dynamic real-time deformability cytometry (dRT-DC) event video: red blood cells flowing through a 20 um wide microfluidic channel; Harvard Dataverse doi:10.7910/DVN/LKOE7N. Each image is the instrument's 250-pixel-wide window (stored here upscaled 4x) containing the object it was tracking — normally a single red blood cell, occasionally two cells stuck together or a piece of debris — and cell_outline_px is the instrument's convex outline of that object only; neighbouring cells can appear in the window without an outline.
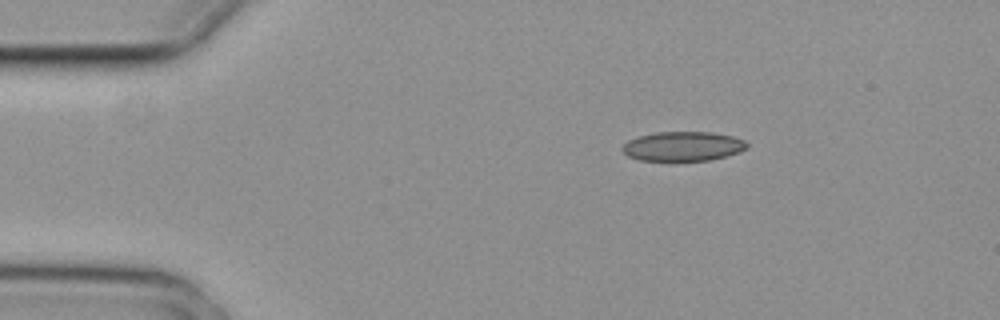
{"species": "common noctule bat (a hibernating species)", "species_latin": "Nyctalus noctula", "temperature_condition": "cold", "stored_images_in_passage": 3, "camera_frame_rate_fps": 3000, "um_per_image_px": 0.085, "animal": {"sex": "female", "body_mass_g": 29.2, "forearm_length_mm": 56.3}, "frame": {"image": 1, "passage_image": 1, "time_ms": 0.0, "image_size_px": [1000, 320], "cell_outline_px": [[748, 148], [740, 152], [708, 160], [640, 160], [628, 156], [620, 148], [628, 140], [640, 136], [656, 132], [712, 132], [732, 136], [744, 140], [748, 144]], "centroid_in_image_um": [58.06, 12.42], "position_along_channel_um": 26.9, "area_um2": 21.21}}
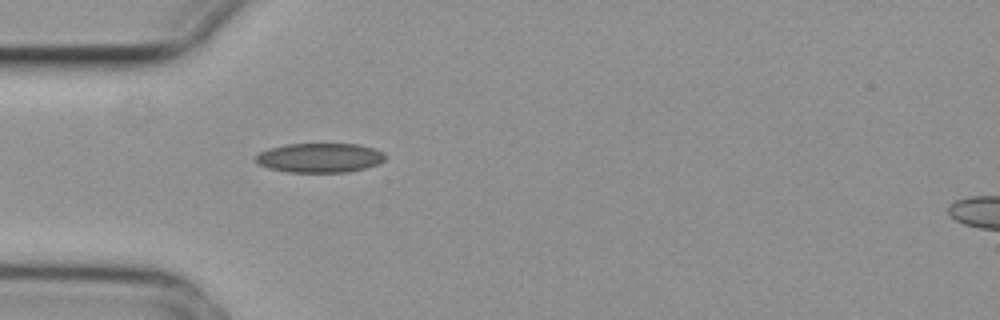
{"frame": {"image": 2, "passage_image": 3, "time_ms": 0.667, "image_size_px": [1000, 320], "cell_outline_px": [[384, 160], [376, 164], [364, 168], [348, 172], [288, 172], [268, 168], [260, 164], [256, 160], [256, 156], [260, 152], [268, 148], [284, 144], [356, 144], [372, 148], [384, 152]], "centroid_in_image_um": [27.15, 13.41], "position_along_channel_um": 57.8, "area_um2": 22.02}}